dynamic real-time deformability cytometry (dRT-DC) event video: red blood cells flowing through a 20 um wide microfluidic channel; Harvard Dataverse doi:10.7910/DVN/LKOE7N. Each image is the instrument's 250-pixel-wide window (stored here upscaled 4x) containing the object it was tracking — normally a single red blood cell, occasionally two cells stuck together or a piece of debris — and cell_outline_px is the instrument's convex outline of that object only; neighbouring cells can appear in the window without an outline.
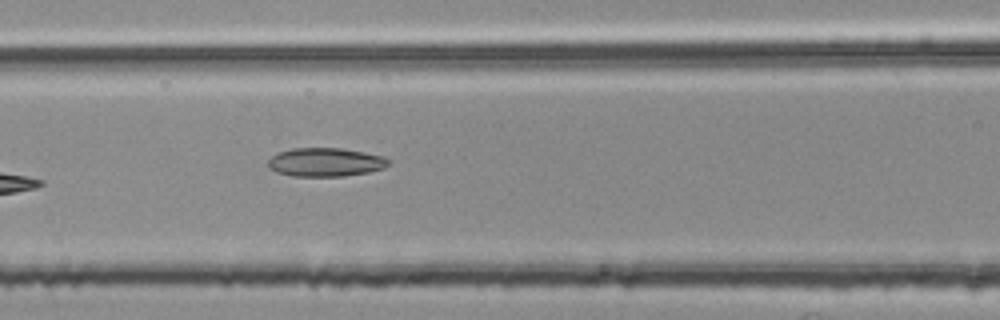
{"species": "common noctule bat (a hibernating species)", "species_latin": "Nyctalus noctula", "temperature_condition": "room temperature", "stored_images_in_passage": 6, "camera_frame_rate_fps": 3000, "um_per_image_px": 0.085, "animal": {"sex": "female", "body_mass_g": 25.1}, "frame": {"image": 1, "passage_image": 6, "time_ms": 1.667, "image_size_px": [1000, 320], "cell_outline_px": [[388, 164], [384, 168], [368, 172], [344, 176], [292, 176], [276, 172], [268, 168], [268, 160], [272, 156], [280, 152], [292, 148], [340, 148], [364, 152], [380, 156], [388, 160]], "centroid_in_image_um": [27.61, 13.79], "position_along_channel_um": 139.0, "area_um2": 19.94}}